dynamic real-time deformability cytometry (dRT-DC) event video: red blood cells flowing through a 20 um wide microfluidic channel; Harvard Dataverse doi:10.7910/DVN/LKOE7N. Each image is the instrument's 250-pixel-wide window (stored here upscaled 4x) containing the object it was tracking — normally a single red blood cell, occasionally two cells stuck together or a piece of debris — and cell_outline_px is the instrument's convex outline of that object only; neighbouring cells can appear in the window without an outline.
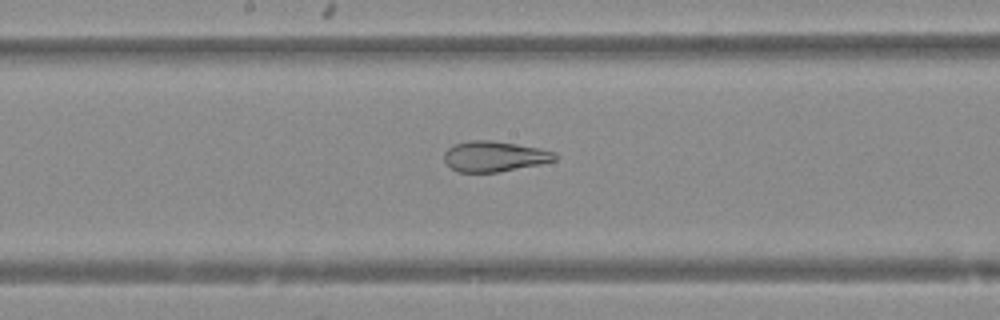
{"species": "Egyptian fruit bat (a non-hibernating species)", "species_latin": "Rousettus aegyptiacus", "temperature_condition": "warm", "stored_images_in_passage": 49, "camera_frame_rate_fps": 3000, "um_per_image_px": 0.085, "animal": {"sex": "female"}, "frame": {"image": 1, "passage_image": 26, "time_ms": 8.333, "image_size_px": [1000, 320], "cell_outline_px": [[556, 160], [540, 164], [496, 172], [456, 172], [444, 160], [444, 152], [452, 144], [472, 140], [492, 140], [516, 144], [556, 152]], "centroid_in_image_um": [41.98, 13.29], "position_along_channel_um": 206.2, "area_um2": 19.54}}
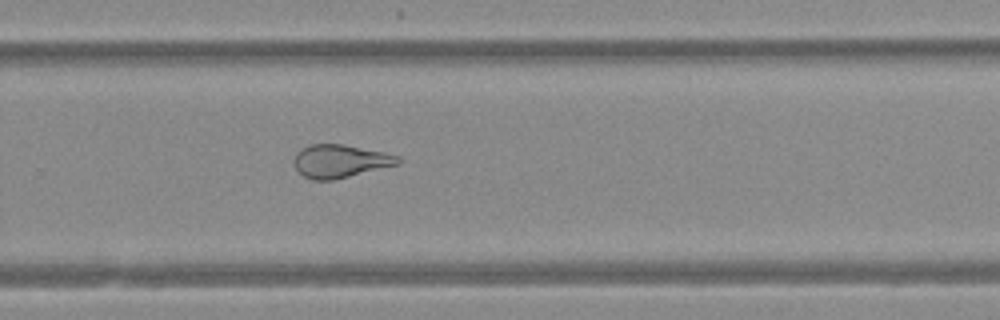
{"frame": {"image": 2, "passage_image": 33, "time_ms": 10.667, "image_size_px": [1000, 320], "cell_outline_px": [[400, 164], [332, 180], [312, 180], [304, 176], [296, 168], [292, 160], [296, 152], [308, 144], [344, 144], [384, 152], [400, 156]], "centroid_in_image_um": [28.9, 13.68], "position_along_channel_um": 300.9, "area_um2": 20.11}}
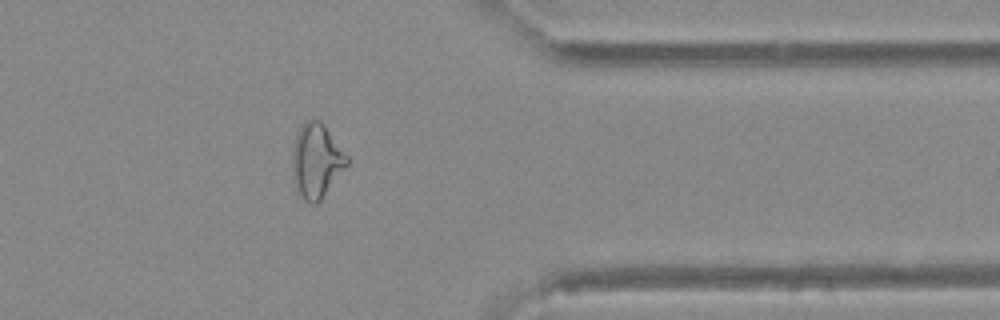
{"frame": {"image": 3, "passage_image": 40, "time_ms": 13.0, "image_size_px": [1000, 320], "cell_outline_px": [[348, 164], [320, 200], [316, 204], [312, 204], [304, 200], [296, 184], [292, 168], [292, 152], [296, 132], [304, 120], [320, 120], [324, 124], [348, 156]], "centroid_in_image_um": [26.89, 13.62], "position_along_channel_um": 384.5, "area_um2": 23.35}}